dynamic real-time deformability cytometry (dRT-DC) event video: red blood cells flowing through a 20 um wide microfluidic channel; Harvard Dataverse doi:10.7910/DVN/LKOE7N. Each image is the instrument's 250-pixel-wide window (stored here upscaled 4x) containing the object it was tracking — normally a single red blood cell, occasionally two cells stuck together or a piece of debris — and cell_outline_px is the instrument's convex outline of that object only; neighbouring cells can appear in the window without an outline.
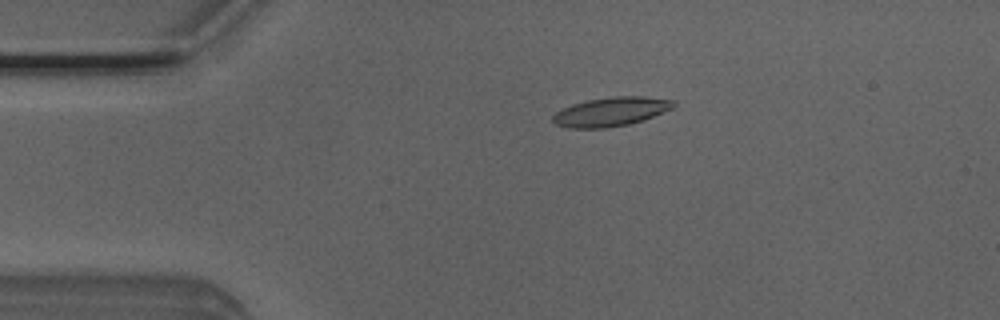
{"species": "Egyptian fruit bat (a non-hibernating species)", "species_latin": "Rousettus aegyptiacus", "temperature_condition": "room temperature", "stored_images_in_passage": 51, "camera_frame_rate_fps": 3000, "um_per_image_px": 0.085, "animal": {"sex": "male"}, "frame": {"image": 1, "passage_image": 10, "time_ms": 3.0, "image_size_px": [1000, 320], "cell_outline_px": [[676, 104], [672, 108], [644, 120], [628, 124], [604, 128], [568, 128], [556, 124], [552, 120], [552, 116], [556, 112], [572, 104], [588, 100], [612, 96], [644, 96], [676, 100]], "centroid_in_image_um": [51.95, 9.49], "position_along_channel_um": 33.1, "area_um2": 20.4}}
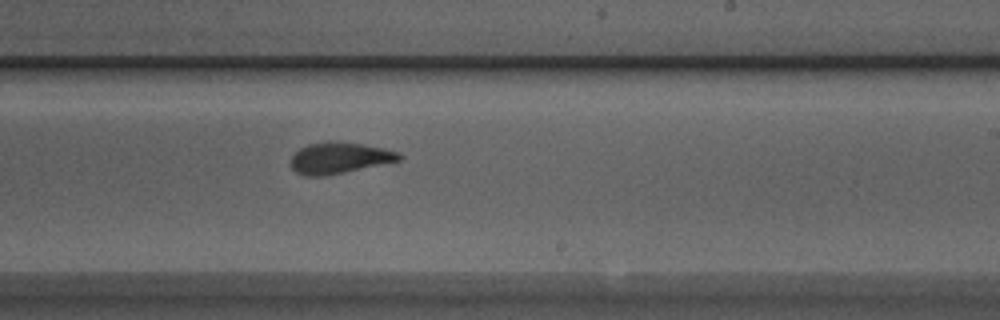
{"frame": {"image": 2, "passage_image": 30, "time_ms": 9.667, "image_size_px": [1000, 320], "cell_outline_px": [[404, 156], [400, 160], [344, 172], [324, 176], [304, 176], [296, 172], [288, 164], [292, 156], [300, 148], [308, 144], [328, 140], [336, 140], [364, 144], [384, 148], [400, 152]], "centroid_in_image_um": [28.82, 13.4], "position_along_channel_um": 260.2, "area_um2": 20.0}}
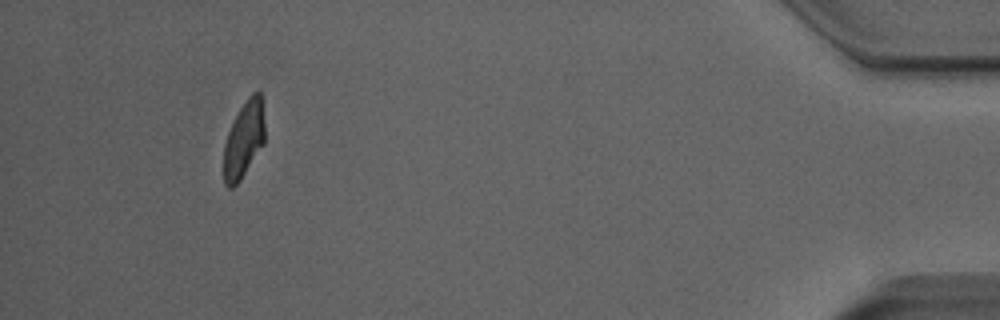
{"frame": {"image": 3, "passage_image": 47, "time_ms": 15.333, "image_size_px": [1000, 320], "cell_outline_px": [[264, 144], [240, 180], [232, 188], [228, 188], [224, 184], [224, 144], [228, 132], [240, 108], [248, 96], [252, 92], [260, 92], [264, 124]], "centroid_in_image_um": [20.72, 11.88], "position_along_channel_um": 414.5, "area_um2": 18.09}, "authors_computed_cell_mechanics": {"area_um2": 19.652, "velocity_mm_per_s": 4.0113, "shape_relaxation_time_tau1_ms": 4.9061, "shape_relaxation_time_tau2_ms": 1.8587, "deformation_change_tau1": 0.1835, "deformation_change_tau2": 0.0977}}